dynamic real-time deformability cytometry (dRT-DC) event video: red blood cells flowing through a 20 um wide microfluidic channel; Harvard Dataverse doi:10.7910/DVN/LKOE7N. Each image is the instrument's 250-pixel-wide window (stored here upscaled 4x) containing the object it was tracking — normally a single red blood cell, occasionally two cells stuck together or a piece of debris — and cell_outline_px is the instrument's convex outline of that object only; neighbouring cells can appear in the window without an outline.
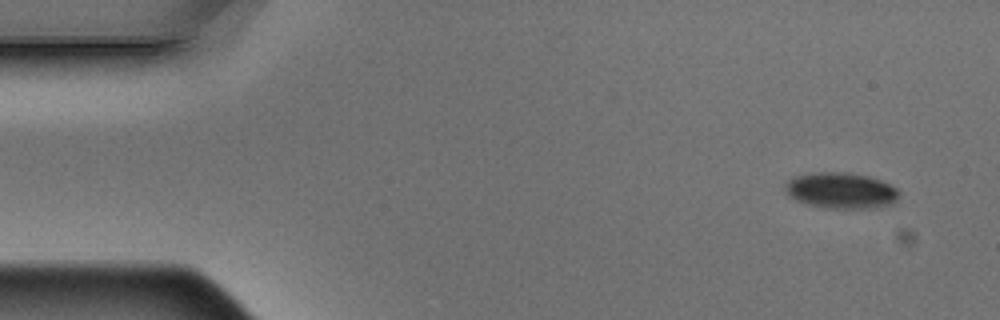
{"species": "Egyptian fruit bat (a non-hibernating species)", "species_latin": "Rousettus aegyptiacus", "temperature_condition": "warm", "stored_images_in_passage": 15, "segment_of_instrument_passage": [1, 2], "camera_frame_rate_fps": 3000, "um_per_image_px": 0.085, "animal": {"sex": "male"}, "frame": {"image": 1, "passage_image": 1, "time_ms": 0.0, "image_size_px": [1000, 320], "cell_outline_px": [[900, 192], [896, 200], [892, 204], [876, 208], [828, 208], [808, 204], [796, 200], [788, 196], [784, 188], [784, 184], [792, 176], [812, 172], [848, 172], [868, 176], [880, 180], [896, 188]], "centroid_in_image_um": [71.45, 16.18], "position_along_channel_um": 13.5, "area_um2": 24.1}}
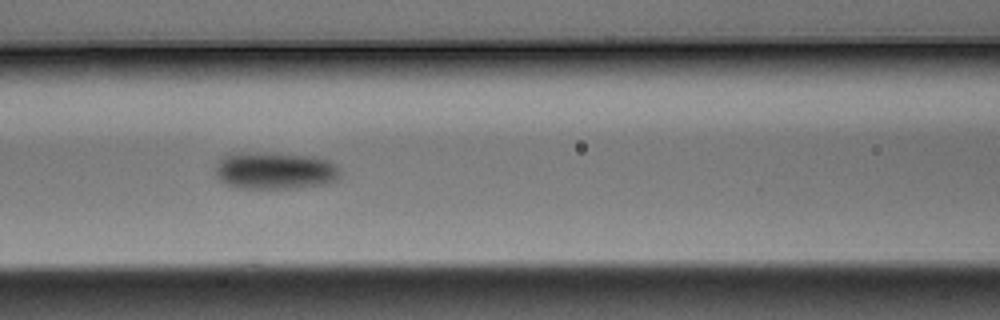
{"frame": {"image": 2, "passage_image": 6, "time_ms": 1.667, "image_size_px": [1000, 320], "cell_outline_px": [[340, 176], [336, 180], [324, 184], [296, 188], [236, 188], [224, 184], [216, 176], [216, 164], [220, 156], [232, 152], [256, 152], [308, 156], [328, 160], [336, 164], [340, 168]], "centroid_in_image_um": [23.32, 14.5], "position_along_channel_um": 143.3, "area_um2": 27.4}}
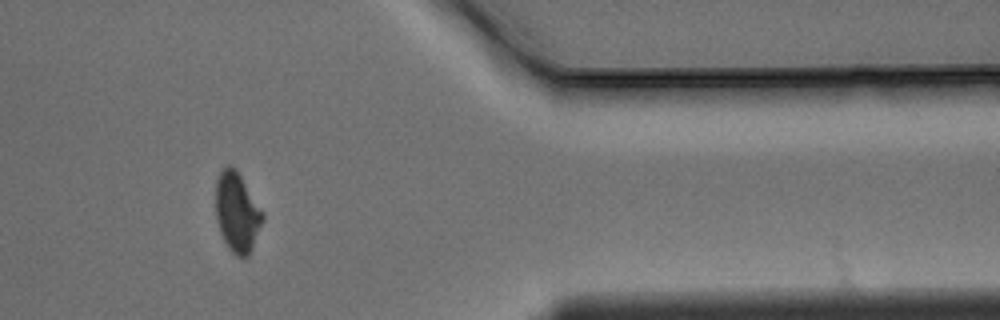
{"frame": {"image": 3, "passage_image": 12, "time_ms": 3.667, "image_size_px": [1000, 320], "cell_outline_px": [[264, 220], [252, 248], [248, 256], [236, 256], [228, 248], [220, 232], [216, 220], [216, 180], [220, 172], [228, 164], [232, 164], [236, 168], [264, 212]], "centroid_in_image_um": [20.16, 18.02], "position_along_channel_um": 391.2, "area_um2": 21.96}}